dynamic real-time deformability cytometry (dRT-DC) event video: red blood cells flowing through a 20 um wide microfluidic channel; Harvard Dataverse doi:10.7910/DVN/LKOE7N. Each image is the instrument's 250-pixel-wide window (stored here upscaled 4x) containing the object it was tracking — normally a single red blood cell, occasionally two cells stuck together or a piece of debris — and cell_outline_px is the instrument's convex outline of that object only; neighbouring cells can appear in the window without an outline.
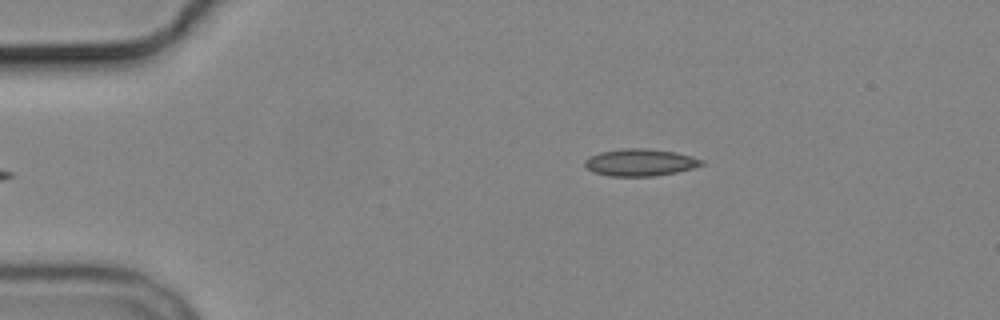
{"species": "common noctule bat (a hibernating species)", "species_latin": "Nyctalus noctula", "temperature_condition": "cold", "stored_images_in_passage": 4, "camera_frame_rate_fps": 3000, "um_per_image_px": 0.085, "animal": {"sex": "male", "body_mass_g": 19.2, "forearm_length_mm": 51.8}, "frame": {"image": 1, "passage_image": 4, "time_ms": 3.333, "image_size_px": [1000, 320], "cell_outline_px": [[704, 164], [692, 168], [676, 172], [656, 176], [608, 176], [592, 172], [584, 164], [584, 160], [588, 156], [600, 152], [624, 148], [648, 148], [676, 152], [692, 156], [704, 160]], "centroid_in_image_um": [54.4, 13.8], "position_along_channel_um": 30.6, "area_um2": 18.61}}